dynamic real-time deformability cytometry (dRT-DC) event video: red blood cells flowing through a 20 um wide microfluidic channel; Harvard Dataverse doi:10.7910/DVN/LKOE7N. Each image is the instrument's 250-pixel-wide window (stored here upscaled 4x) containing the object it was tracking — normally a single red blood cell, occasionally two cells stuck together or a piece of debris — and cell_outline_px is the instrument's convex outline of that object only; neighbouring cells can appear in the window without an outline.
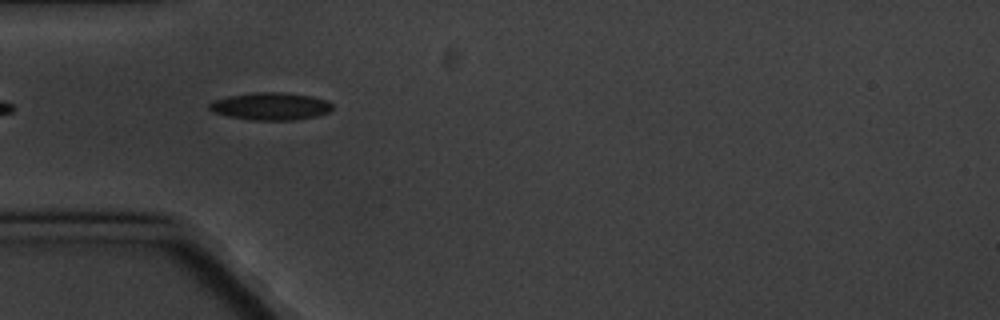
{"species": "common noctule bat (a hibernating species)", "species_latin": "Nyctalus noctula", "temperature_condition": "cold", "stored_images_in_passage": 3, "camera_frame_rate_fps": 3000, "um_per_image_px": 0.085, "animal": {"sex": "male", "body_mass_g": 20.1, "forearm_length_mm": 53.5}, "frame": {"image": 1, "passage_image": 3, "time_ms": 2.333, "image_size_px": [1000, 320], "cell_outline_px": [[332, 108], [328, 112], [316, 116], [292, 120], [248, 120], [228, 116], [212, 112], [208, 108], [208, 104], [216, 100], [228, 96], [256, 92], [284, 92], [312, 96], [328, 100], [332, 104]], "centroid_in_image_um": [23.0, 9.03], "position_along_channel_um": 62.0, "area_um2": 19.77}}